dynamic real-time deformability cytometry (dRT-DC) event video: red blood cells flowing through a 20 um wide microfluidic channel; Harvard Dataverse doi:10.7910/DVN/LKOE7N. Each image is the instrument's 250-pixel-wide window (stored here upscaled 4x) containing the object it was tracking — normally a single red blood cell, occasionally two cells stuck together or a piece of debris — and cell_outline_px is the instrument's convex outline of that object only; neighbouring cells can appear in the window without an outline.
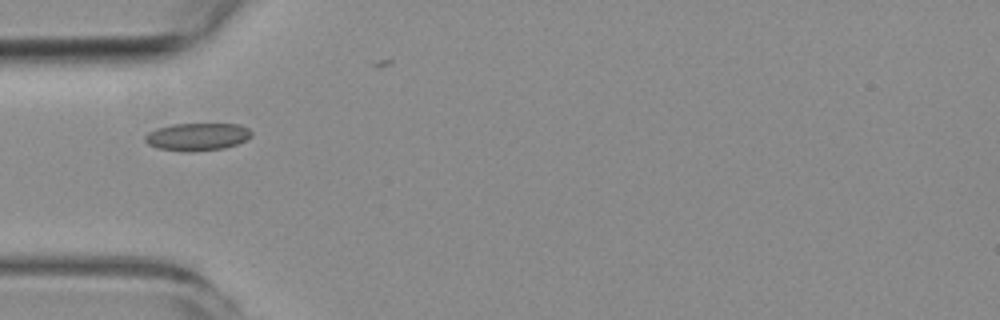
{"species": "common noctule bat (a hibernating species)", "species_latin": "Nyctalus noctula", "temperature_condition": "room temperature", "stored_images_in_passage": 3, "camera_frame_rate_fps": 3000, "um_per_image_px": 0.085, "animal": {"sex": "female", "body_mass_g": 19.3, "forearm_length_mm": 54.1}, "frame": {"image": 1, "passage_image": 1, "time_ms": 0.0, "image_size_px": [1000, 320], "cell_outline_px": [[252, 136], [236, 144], [224, 148], [192, 152], [156, 148], [148, 144], [144, 140], [144, 136], [148, 132], [156, 128], [172, 124], [240, 124], [248, 128], [252, 132]], "centroid_in_image_um": [16.74, 11.62], "position_along_channel_um": 68.3, "area_um2": 17.17}}
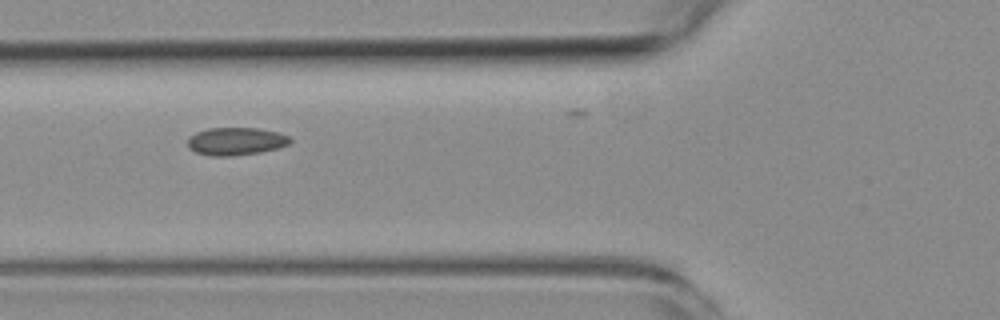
{"frame": {"image": 2, "passage_image": 2, "time_ms": 1.0, "image_size_px": [1000, 320], "cell_outline_px": [[292, 140], [288, 144], [276, 148], [260, 152], [232, 156], [212, 156], [196, 152], [188, 148], [188, 136], [196, 132], [208, 128], [256, 128], [280, 132], [288, 136]], "centroid_in_image_um": [20.03, 12.0], "position_along_channel_um": 105.8, "area_um2": 16.59}}
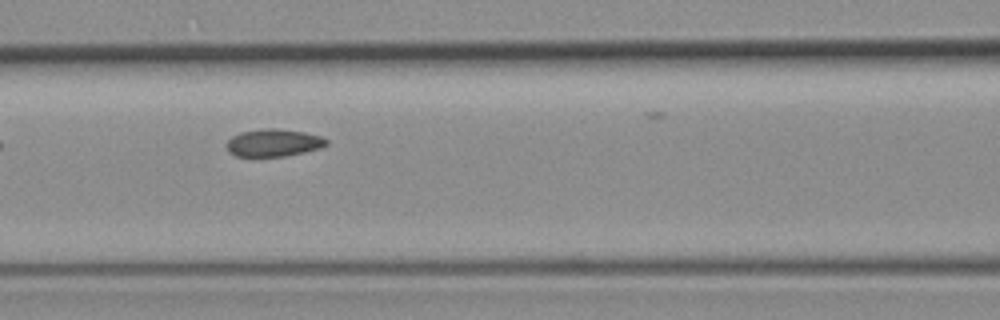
{"frame": {"image": 3, "passage_image": 3, "time_ms": 2.0, "image_size_px": [1000, 320], "cell_outline_px": [[328, 144], [320, 148], [304, 152], [284, 156], [236, 156], [228, 152], [228, 140], [232, 136], [240, 132], [264, 128], [276, 128], [304, 132], [324, 136], [328, 140]], "centroid_in_image_um": [23.29, 12.12], "position_along_channel_um": 143.3, "area_um2": 16.01}}